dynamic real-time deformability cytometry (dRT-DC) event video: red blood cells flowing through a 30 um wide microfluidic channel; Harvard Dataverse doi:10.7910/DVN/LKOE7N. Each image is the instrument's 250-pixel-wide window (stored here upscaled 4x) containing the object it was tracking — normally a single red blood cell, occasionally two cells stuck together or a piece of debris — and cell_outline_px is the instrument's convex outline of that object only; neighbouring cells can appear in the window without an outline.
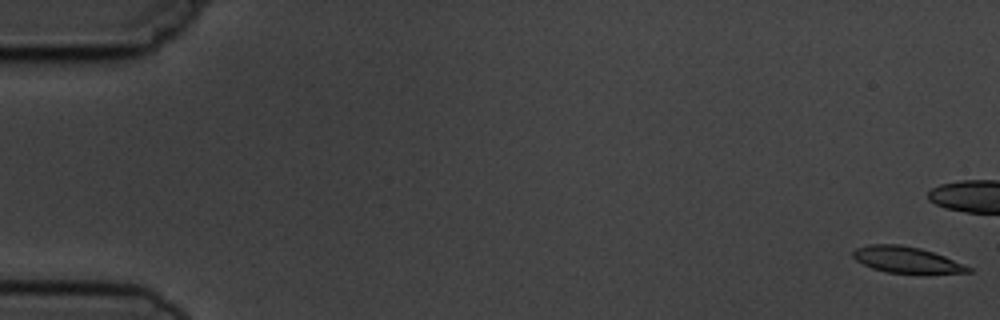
{"species": "common noctule bat (a hibernating species)", "species_latin": "Nyctalus noctula", "temperature_condition": "cold", "stored_images_in_passage": 7, "camera_frame_rate_fps": 3000, "um_per_image_px": 0.085, "animal": {"sex": "male", "body_mass_g": 19.5, "forearm_length_mm": 54.6}, "frame": {"image": 1, "passage_image": 1, "time_ms": 0.0, "image_size_px": [1000, 320], "cell_outline_px": [[972, 272], [920, 276], [888, 272], [872, 268], [856, 260], [852, 256], [852, 252], [856, 248], [868, 244], [900, 244], [920, 248], [944, 256], [972, 268]], "centroid_in_image_um": [77.1, 22.13], "position_along_channel_um": 7.9, "area_um2": 18.26}}
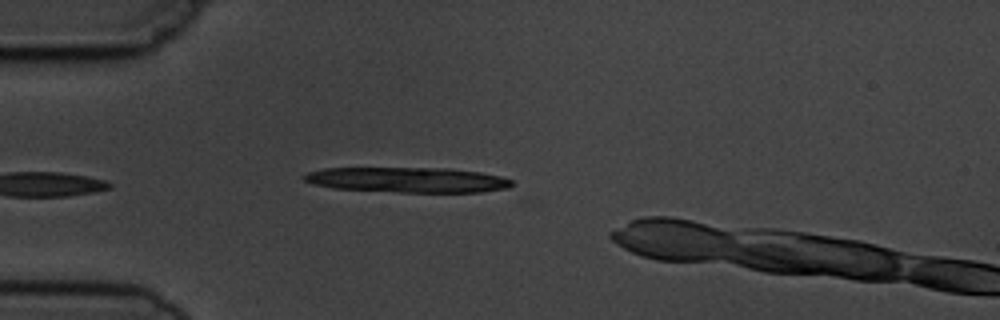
{"frame": {"image": 2, "passage_image": 6, "time_ms": 6.0, "image_size_px": [1000, 320], "cell_outline_px": [[512, 184], [508, 188], [480, 192], [400, 192], [332, 188], [312, 184], [304, 180], [304, 176], [308, 172], [324, 168], [448, 168], [480, 172], [500, 176], [512, 180]], "centroid_in_image_um": [34.64, 15.28], "position_along_channel_um": 50.4, "area_um2": 30.46}}